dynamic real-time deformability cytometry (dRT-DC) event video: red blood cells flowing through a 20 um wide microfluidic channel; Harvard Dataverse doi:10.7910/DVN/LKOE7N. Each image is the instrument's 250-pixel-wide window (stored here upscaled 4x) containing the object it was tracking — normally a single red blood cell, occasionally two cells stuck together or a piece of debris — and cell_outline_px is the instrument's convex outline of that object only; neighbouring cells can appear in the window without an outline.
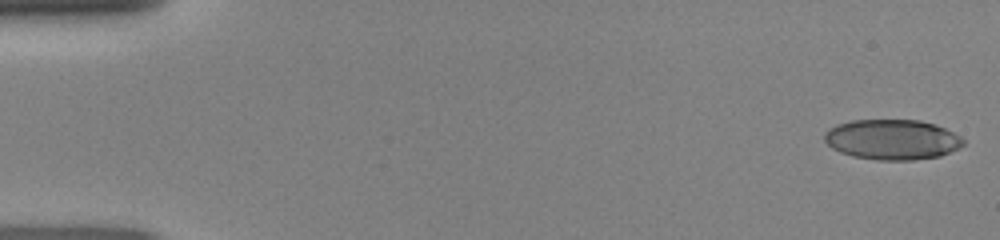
{"species": "human", "species_latin": "Homo sapiens", "temperature_condition": "room temperature", "stored_images_in_passage": 47, "camera_frame_rate_fps": 3000, "um_per_image_px": 0.085, "donor": {"sex": "female"}, "frame": {"image": 1, "passage_image": 1, "time_ms": 0.0, "image_size_px": [1000, 240], "cell_outline_px": [[964, 144], [940, 156], [912, 160], [876, 160], [852, 156], [840, 152], [832, 148], [824, 140], [824, 132], [828, 128], [836, 124], [852, 120], [920, 120], [944, 128], [960, 136], [964, 140]], "centroid_in_image_um": [75.78, 11.86], "position_along_channel_um": 9.2, "area_um2": 32.48}}
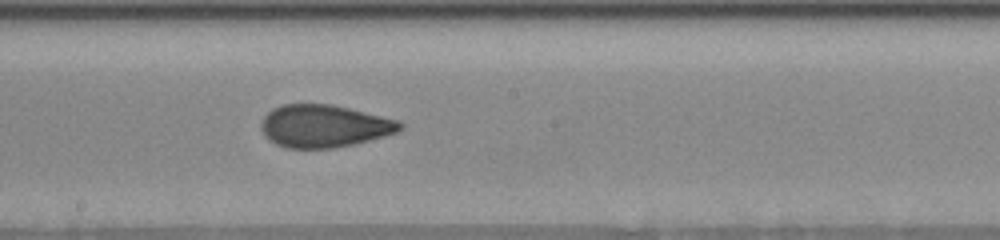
{"frame": {"image": 2, "passage_image": 26, "time_ms": 8.333, "image_size_px": [1000, 240], "cell_outline_px": [[404, 128], [396, 132], [384, 136], [352, 144], [332, 148], [288, 148], [276, 144], [268, 140], [264, 136], [260, 128], [260, 124], [264, 116], [272, 108], [284, 104], [332, 104], [400, 120], [404, 124]], "centroid_in_image_um": [27.54, 10.71], "position_along_channel_um": 220.7, "area_um2": 34.56}}
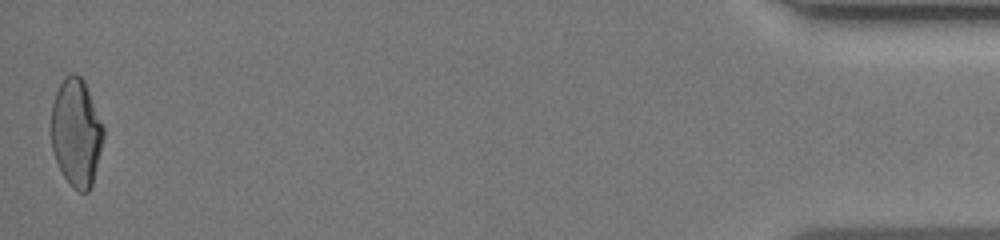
{"frame": {"image": 3, "passage_image": 47, "time_ms": 15.333, "image_size_px": [1000, 240], "cell_outline_px": [[104, 136], [92, 184], [88, 192], [80, 192], [64, 176], [56, 160], [52, 148], [52, 104], [56, 92], [64, 76], [72, 72], [76, 72], [84, 80], [104, 128]], "centroid_in_image_um": [6.49, 11.22], "position_along_channel_um": 428.7, "area_um2": 32.37}}